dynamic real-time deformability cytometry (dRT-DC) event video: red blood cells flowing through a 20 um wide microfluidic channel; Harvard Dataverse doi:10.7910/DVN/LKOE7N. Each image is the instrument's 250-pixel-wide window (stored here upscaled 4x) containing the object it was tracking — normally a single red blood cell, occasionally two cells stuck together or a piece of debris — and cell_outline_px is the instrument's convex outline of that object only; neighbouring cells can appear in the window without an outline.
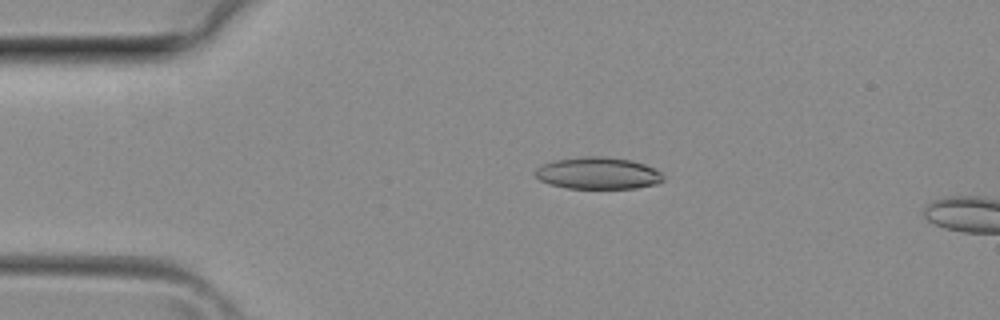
{"species": "common noctule bat (a hibernating species)", "species_latin": "Nyctalus noctula", "temperature_condition": "room temperature", "stored_images_in_passage": 7, "camera_frame_rate_fps": 3000, "um_per_image_px": 0.085, "animal": {"sex": "female", "body_mass_g": 29.2, "forearm_length_mm": 56.3}, "frame": {"image": 1, "passage_image": 5, "time_ms": 1.333, "image_size_px": [1000, 320], "cell_outline_px": [[664, 180], [656, 184], [636, 188], [568, 188], [552, 184], [540, 180], [532, 172], [540, 164], [556, 160], [584, 156], [604, 156], [632, 160], [644, 164], [660, 172], [664, 176]], "centroid_in_image_um": [50.81, 14.71], "position_along_channel_um": 34.2, "area_um2": 23.81}}